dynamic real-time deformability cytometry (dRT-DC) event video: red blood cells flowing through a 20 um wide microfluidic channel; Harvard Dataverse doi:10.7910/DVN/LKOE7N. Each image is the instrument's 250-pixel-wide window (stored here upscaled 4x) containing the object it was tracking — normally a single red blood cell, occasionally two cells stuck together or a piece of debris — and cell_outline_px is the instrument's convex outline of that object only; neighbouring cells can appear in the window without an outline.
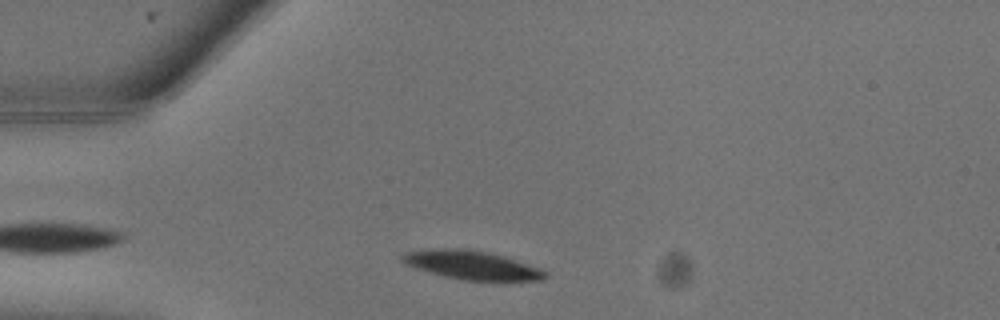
{"species": "common noctule bat (a hibernating species)", "species_latin": "Nyctalus noctula", "temperature_condition": "warm", "stored_images_in_passage": 6, "camera_frame_rate_fps": 3000, "um_per_image_px": 0.085, "animal": {"sex": "male", "body_mass_g": 13.3}, "frame": {"image": 1, "passage_image": 2, "time_ms": 0.333, "image_size_px": [1000, 320], "cell_outline_px": [[548, 276], [544, 280], [464, 280], [444, 276], [416, 268], [404, 264], [400, 260], [400, 256], [408, 252], [432, 248], [464, 248], [488, 252], [516, 260], [540, 268], [548, 272]], "centroid_in_image_um": [40.09, 22.52], "position_along_channel_um": 44.9, "area_um2": 23.81}}
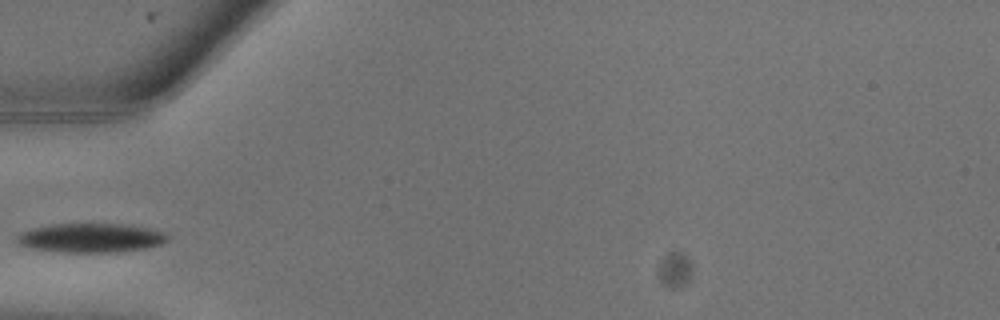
{"frame": {"image": 2, "passage_image": 4, "time_ms": 1.0, "image_size_px": [1000, 320], "cell_outline_px": [[168, 240], [160, 244], [144, 248], [112, 252], [68, 252], [32, 248], [16, 244], [12, 240], [20, 232], [32, 228], [48, 224], [124, 224], [164, 232], [168, 236]], "centroid_in_image_um": [7.62, 20.21], "position_along_channel_um": 77.4, "area_um2": 25.43}}
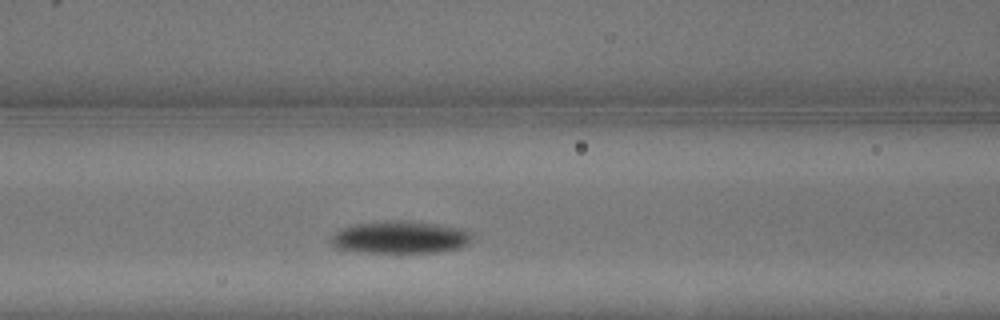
{"frame": {"image": 3, "passage_image": 6, "time_ms": 1.667, "image_size_px": [1000, 320], "cell_outline_px": [[472, 240], [468, 244], [456, 248], [436, 252], [360, 252], [336, 248], [328, 240], [336, 232], [352, 224], [384, 220], [408, 220], [436, 224], [460, 228], [472, 232]], "centroid_in_image_um": [33.99, 20.15], "position_along_channel_um": 132.6, "area_um2": 26.76}}